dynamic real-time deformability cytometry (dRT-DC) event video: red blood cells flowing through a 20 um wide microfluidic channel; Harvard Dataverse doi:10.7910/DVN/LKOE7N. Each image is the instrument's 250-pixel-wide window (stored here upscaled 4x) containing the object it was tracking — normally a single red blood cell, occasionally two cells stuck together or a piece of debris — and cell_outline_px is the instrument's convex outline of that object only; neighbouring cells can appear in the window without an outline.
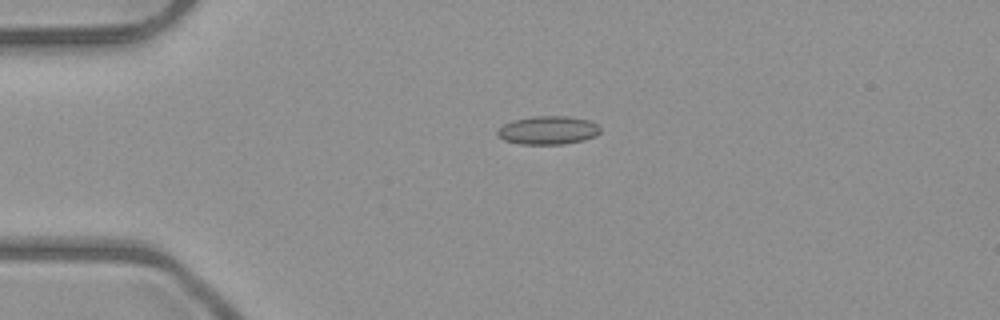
{"species": "common noctule bat (a hibernating species)", "species_latin": "Nyctalus noctula", "temperature_condition": "room temperature", "stored_images_in_passage": 3, "camera_frame_rate_fps": 3000, "um_per_image_px": 0.085, "animal": {"sex": "male", "body_mass_g": 23.1, "forearm_length_mm": 52.7}, "frame": {"image": 1, "passage_image": 1, "time_ms": 0.0, "image_size_px": [1000, 320], "cell_outline_px": [[600, 132], [596, 136], [584, 140], [564, 144], [520, 144], [504, 140], [496, 132], [504, 124], [512, 120], [536, 116], [568, 116], [588, 120], [596, 124], [600, 128]], "centroid_in_image_um": [46.6, 11.07], "position_along_channel_um": 38.4, "area_um2": 16.94}}
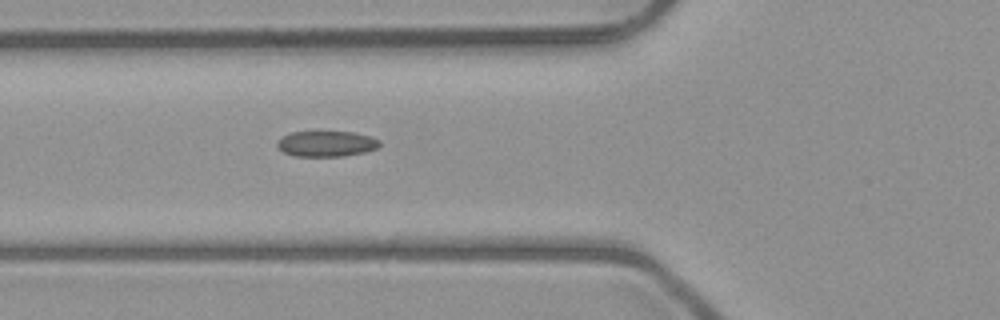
{"frame": {"image": 2, "passage_image": 3, "time_ms": 2.333, "image_size_px": [1000, 320], "cell_outline_px": [[380, 144], [376, 148], [364, 152], [344, 156], [296, 156], [284, 152], [276, 144], [284, 136], [292, 132], [352, 132], [368, 136], [380, 140]], "centroid_in_image_um": [27.76, 12.22], "position_along_channel_um": 98.0, "area_um2": 14.97}}